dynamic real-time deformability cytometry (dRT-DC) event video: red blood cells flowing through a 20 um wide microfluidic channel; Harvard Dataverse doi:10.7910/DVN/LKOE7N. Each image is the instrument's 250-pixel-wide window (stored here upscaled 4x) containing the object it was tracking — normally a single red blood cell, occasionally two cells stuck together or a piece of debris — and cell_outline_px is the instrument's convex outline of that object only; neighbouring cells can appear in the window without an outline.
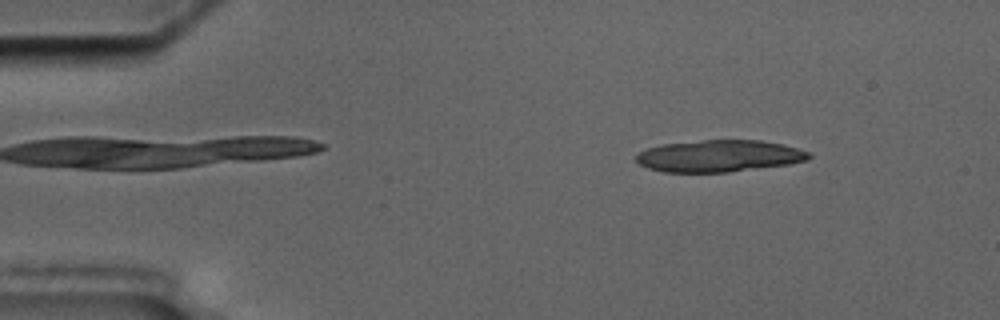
{"species": "common noctule bat (a hibernating species)", "species_latin": "Nyctalus noctula", "temperature_condition": "cold", "stored_images_in_passage": 18, "camera_frame_rate_fps": 3000, "um_per_image_px": 0.085, "animal": {"sex": "male", "body_mass_g": 17.5, "forearm_length_mm": 52.3}, "frame": {"image": 1, "passage_image": 7, "time_ms": 2.0, "image_size_px": [1000, 320], "cell_outline_px": [[812, 156], [808, 160], [788, 164], [728, 172], [664, 172], [648, 168], [640, 164], [636, 160], [636, 156], [640, 152], [648, 148], [660, 144], [704, 140], [760, 140], [784, 144], [808, 152]], "centroid_in_image_um": [61.12, 13.25], "position_along_channel_um": 23.9, "area_um2": 31.96}}